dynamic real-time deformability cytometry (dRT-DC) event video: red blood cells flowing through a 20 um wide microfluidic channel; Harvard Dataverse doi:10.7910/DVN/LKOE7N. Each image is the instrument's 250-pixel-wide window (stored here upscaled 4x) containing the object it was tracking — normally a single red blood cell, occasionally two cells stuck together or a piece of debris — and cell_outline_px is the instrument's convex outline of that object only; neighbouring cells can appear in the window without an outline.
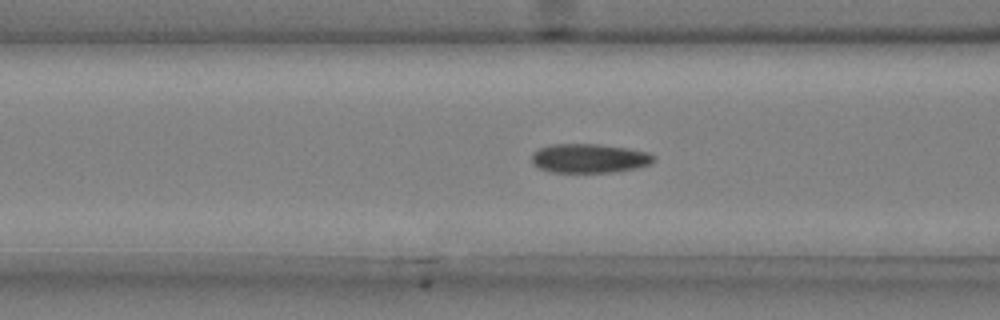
{"species": "common noctule bat (a hibernating species)", "species_latin": "Nyctalus noctula", "temperature_condition": "cold", "stored_images_in_passage": 43, "camera_frame_rate_fps": 3000, "um_per_image_px": 0.085, "animal": {"sex": "male", "body_mass_g": 20.4}, "frame": {"image": 1, "passage_image": 20, "time_ms": 6.333, "image_size_px": [1000, 320], "cell_outline_px": [[656, 160], [652, 164], [636, 168], [612, 172], [552, 172], [540, 168], [532, 164], [532, 156], [536, 148], [552, 144], [600, 144], [648, 152], [656, 156]], "centroid_in_image_um": [50.1, 13.45], "position_along_channel_um": 116.5, "area_um2": 20.81}}
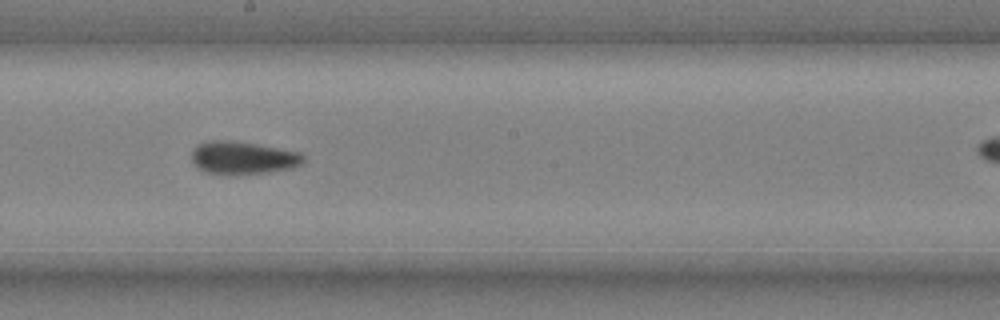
{"frame": {"image": 2, "passage_image": 29, "time_ms": 9.333, "image_size_px": [1000, 320], "cell_outline_px": [[304, 160], [300, 164], [292, 168], [268, 172], [204, 172], [196, 168], [192, 160], [192, 148], [196, 144], [208, 140], [232, 140], [256, 144], [300, 152], [304, 156]], "centroid_in_image_um": [20.61, 13.37], "position_along_channel_um": 227.6, "area_um2": 20.92}}
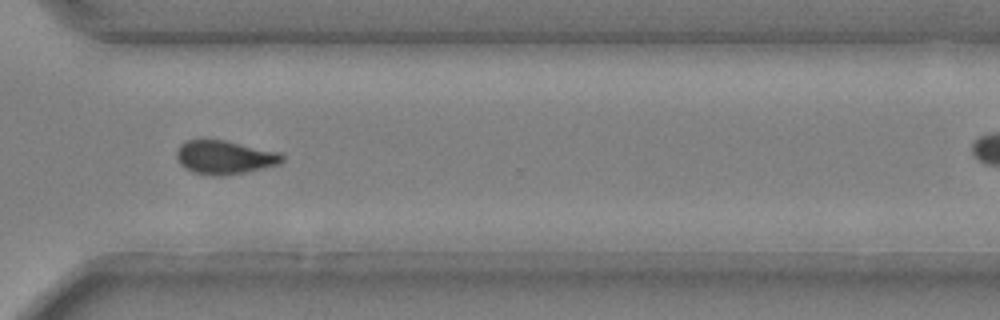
{"frame": {"image": 3, "passage_image": 39, "time_ms": 12.667, "image_size_px": [1000, 320], "cell_outline_px": [[284, 160], [280, 164], [244, 172], [220, 176], [208, 176], [192, 172], [180, 164], [176, 156], [176, 152], [180, 144], [188, 140], [224, 140], [280, 152], [284, 156]], "centroid_in_image_um": [19.09, 13.38], "position_along_channel_um": 351.5, "area_um2": 20.69}}